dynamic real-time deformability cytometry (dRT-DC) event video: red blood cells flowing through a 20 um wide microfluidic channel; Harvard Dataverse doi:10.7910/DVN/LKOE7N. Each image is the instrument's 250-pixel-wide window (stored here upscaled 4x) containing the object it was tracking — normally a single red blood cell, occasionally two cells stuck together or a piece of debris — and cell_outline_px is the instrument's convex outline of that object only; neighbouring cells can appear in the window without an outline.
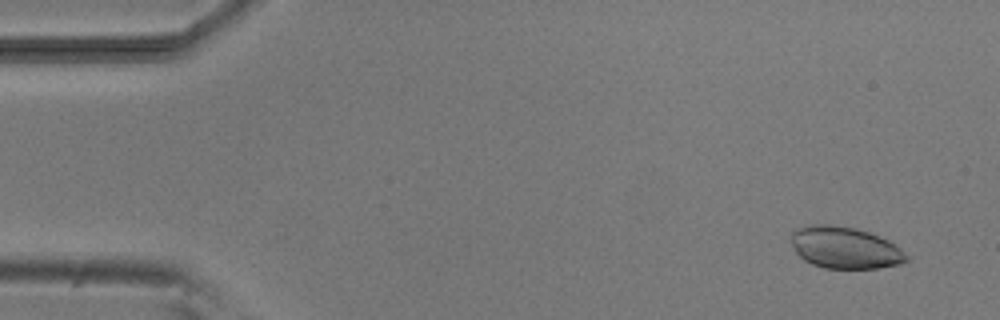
{"species": "common noctule bat (a hibernating species)", "species_latin": "Nyctalus noctula", "temperature_condition": "room temperature", "stored_images_in_passage": 8, "camera_frame_rate_fps": 3000, "um_per_image_px": 0.085, "animal": {"sex": "male", "body_mass_g": 20.5, "forearm_length_mm": 52.5}, "frame": {"image": 1, "passage_image": 1, "time_ms": 0.0, "image_size_px": [1000, 320], "cell_outline_px": [[908, 260], [900, 264], [876, 268], [824, 268], [812, 264], [804, 260], [796, 252], [792, 244], [792, 232], [796, 228], [812, 224], [828, 224], [856, 228], [880, 236], [888, 240], [900, 248], [908, 256]], "centroid_in_image_um": [71.82, 21.05], "position_along_channel_um": 13.2, "area_um2": 28.03}}
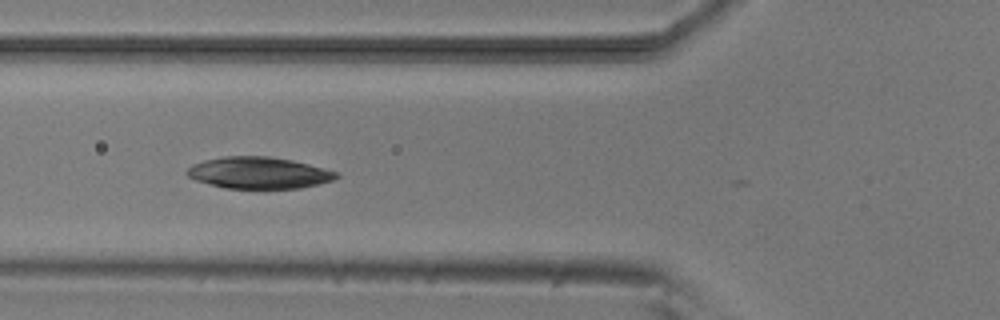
{"frame": {"image": 2, "passage_image": 5, "time_ms": 5.333, "image_size_px": [1000, 320], "cell_outline_px": [[340, 176], [332, 180], [300, 188], [224, 188], [196, 180], [188, 176], [184, 172], [192, 164], [204, 160], [224, 156], [268, 156], [292, 160], [340, 172]], "centroid_in_image_um": [21.99, 14.68], "position_along_channel_um": 103.8, "area_um2": 27.46}}
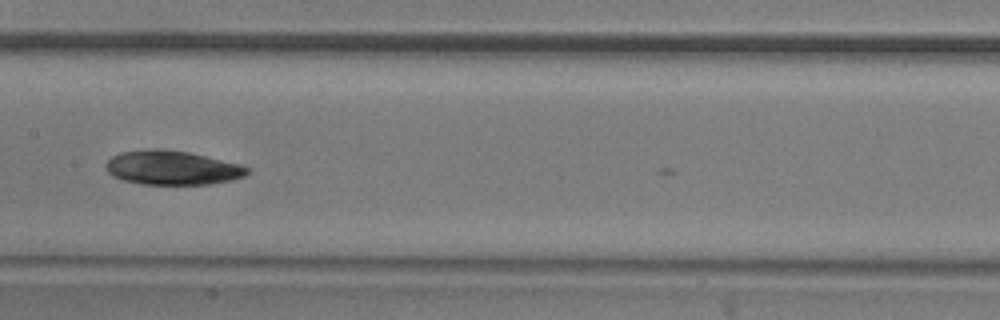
{"frame": {"image": 3, "passage_image": 7, "time_ms": 7.667, "image_size_px": [1000, 320], "cell_outline_px": [[252, 168], [244, 176], [232, 180], [208, 184], [140, 184], [124, 180], [112, 176], [104, 168], [104, 164], [112, 156], [120, 152], [152, 148], [164, 148], [188, 152], [240, 164]], "centroid_in_image_um": [14.61, 14.25], "position_along_channel_um": 192.8, "area_um2": 28.32}}